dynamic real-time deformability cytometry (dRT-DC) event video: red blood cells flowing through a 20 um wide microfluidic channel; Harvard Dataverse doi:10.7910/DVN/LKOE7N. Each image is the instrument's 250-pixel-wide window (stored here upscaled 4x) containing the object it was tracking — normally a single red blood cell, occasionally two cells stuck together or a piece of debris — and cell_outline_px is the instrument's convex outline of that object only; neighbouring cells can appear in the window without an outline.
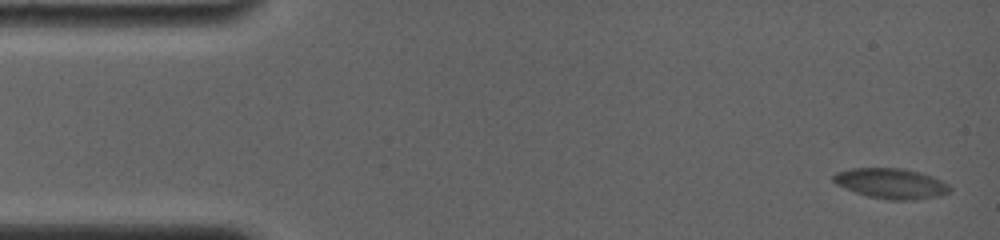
{"species": "common noctule bat (a hibernating species)", "species_latin": "Nyctalus noctula", "temperature_condition": "room temperature", "stored_images_in_passage": 5, "camera_frame_rate_fps": 4000, "um_per_image_px": 0.085, "animal": {"sex": "female", "body_mass_g": 19.0, "forearm_length_mm": 56.7}, "frame": {"image": 1, "passage_image": 1, "time_ms": 0.0, "image_size_px": [1000, 240], "cell_outline_px": [[952, 188], [948, 192], [940, 196], [916, 200], [888, 200], [868, 196], [856, 192], [836, 184], [832, 180], [832, 176], [836, 172], [852, 168], [904, 168], [920, 172], [932, 176], [948, 184]], "centroid_in_image_um": [75.76, 15.59], "position_along_channel_um": 9.2, "area_um2": 20.63}}
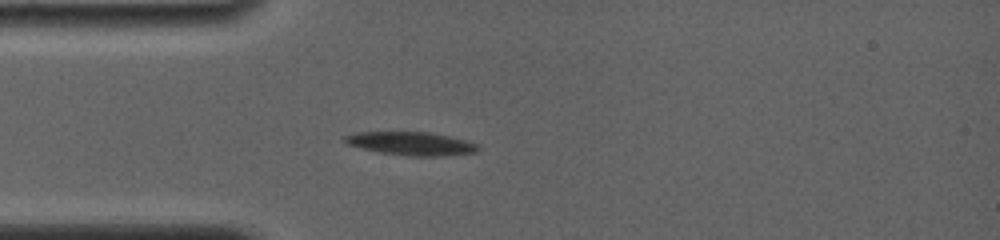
{"frame": {"image": 2, "passage_image": 5, "time_ms": 4.25, "image_size_px": [1000, 240], "cell_outline_px": [[480, 148], [476, 152], [448, 156], [408, 156], [380, 152], [348, 144], [344, 140], [344, 136], [356, 132], [428, 132], [448, 136], [480, 144]], "centroid_in_image_um": [35.01, 12.21], "position_along_channel_um": 50.0, "area_um2": 18.03}}